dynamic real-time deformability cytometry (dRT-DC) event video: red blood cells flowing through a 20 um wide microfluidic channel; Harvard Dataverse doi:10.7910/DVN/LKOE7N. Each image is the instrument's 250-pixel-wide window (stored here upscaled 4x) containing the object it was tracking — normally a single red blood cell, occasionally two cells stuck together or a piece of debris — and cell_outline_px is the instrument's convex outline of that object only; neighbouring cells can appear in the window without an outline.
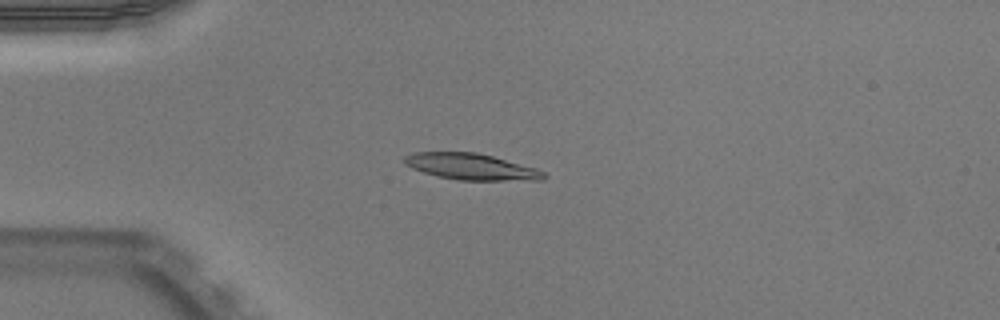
{"species": "Egyptian fruit bat (a non-hibernating species)", "species_latin": "Rousettus aegyptiacus", "temperature_condition": "warm", "stored_images_in_passage": 40, "camera_frame_rate_fps": 3000, "um_per_image_px": 0.085, "animal": {"sex": "male"}, "frame": {"image": 1, "passage_image": 2, "time_ms": 0.333, "image_size_px": [1000, 320], "cell_outline_px": [[548, 176], [544, 180], [460, 180], [436, 176], [412, 168], [404, 164], [404, 156], [412, 152], [476, 152], [492, 156], [536, 168], [544, 172]], "centroid_in_image_um": [40.05, 14.17], "position_along_channel_um": 45.0, "area_um2": 21.33}}
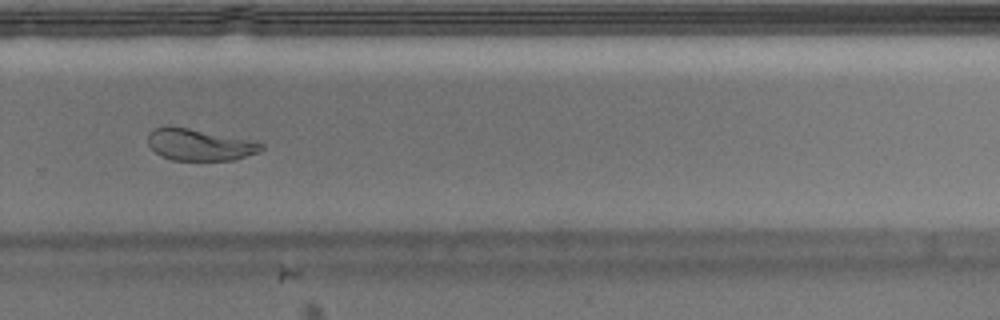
{"frame": {"image": 2, "passage_image": 24, "time_ms": 7.667, "image_size_px": [1000, 320], "cell_outline_px": [[264, 148], [260, 152], [236, 160], [172, 160], [160, 156], [148, 144], [148, 136], [152, 128], [164, 124], [188, 128], [256, 140], [264, 144]], "centroid_in_image_um": [16.99, 12.28], "position_along_channel_um": 312.8, "area_um2": 21.44}}
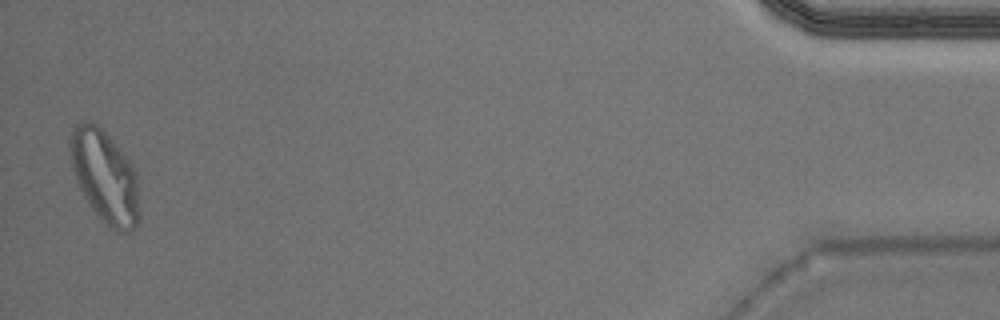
{"frame": {"image": 3, "passage_image": 39, "time_ms": 12.667, "image_size_px": [1000, 320], "cell_outline_px": [[140, 216], [136, 228], [132, 232], [116, 232], [92, 208], [80, 188], [76, 180], [72, 168], [68, 144], [68, 140], [72, 128], [80, 120], [92, 120], [108, 136], [132, 164], [136, 172], [140, 212]], "centroid_in_image_um": [8.91, 14.99], "position_along_channel_um": 426.3, "area_um2": 37.4}, "authors_computed_cell_mechanics": {"area_um2": 21.7039, "velocity_mm_per_s": 3.9478, "shape_relaxation_time_tau1_ms": 5.6092, "shape_relaxation_time_tau2_ms": 2.2671, "deformation_change_tau1": 0.2438, "deformation_change_tau2": 0.0827}}